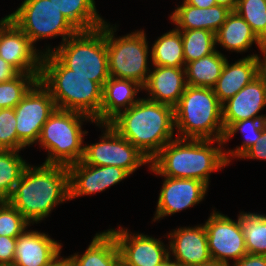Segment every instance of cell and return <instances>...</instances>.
Returning <instances> with one entry per match:
<instances>
[{
  "mask_svg": "<svg viewBox=\"0 0 266 266\" xmlns=\"http://www.w3.org/2000/svg\"><path fill=\"white\" fill-rule=\"evenodd\" d=\"M266 161V123L263 127L262 135L256 142L239 158Z\"/></svg>",
  "mask_w": 266,
  "mask_h": 266,
  "instance_id": "74e56055",
  "label": "cell"
},
{
  "mask_svg": "<svg viewBox=\"0 0 266 266\" xmlns=\"http://www.w3.org/2000/svg\"><path fill=\"white\" fill-rule=\"evenodd\" d=\"M108 230L118 244L121 266H158L169 257V245L161 238L135 234L121 226Z\"/></svg>",
  "mask_w": 266,
  "mask_h": 266,
  "instance_id": "5bb4252c",
  "label": "cell"
},
{
  "mask_svg": "<svg viewBox=\"0 0 266 266\" xmlns=\"http://www.w3.org/2000/svg\"><path fill=\"white\" fill-rule=\"evenodd\" d=\"M229 266H266V256L247 253Z\"/></svg>",
  "mask_w": 266,
  "mask_h": 266,
  "instance_id": "f35d334b",
  "label": "cell"
},
{
  "mask_svg": "<svg viewBox=\"0 0 266 266\" xmlns=\"http://www.w3.org/2000/svg\"><path fill=\"white\" fill-rule=\"evenodd\" d=\"M150 60L151 66L185 68L180 30L173 28L158 37L152 44Z\"/></svg>",
  "mask_w": 266,
  "mask_h": 266,
  "instance_id": "83f0119b",
  "label": "cell"
},
{
  "mask_svg": "<svg viewBox=\"0 0 266 266\" xmlns=\"http://www.w3.org/2000/svg\"><path fill=\"white\" fill-rule=\"evenodd\" d=\"M248 254L266 256V215L241 212L237 215Z\"/></svg>",
  "mask_w": 266,
  "mask_h": 266,
  "instance_id": "f546056e",
  "label": "cell"
},
{
  "mask_svg": "<svg viewBox=\"0 0 266 266\" xmlns=\"http://www.w3.org/2000/svg\"><path fill=\"white\" fill-rule=\"evenodd\" d=\"M9 17L35 46L46 38L62 37L60 44L78 32L50 0H24Z\"/></svg>",
  "mask_w": 266,
  "mask_h": 266,
  "instance_id": "9c48e42d",
  "label": "cell"
},
{
  "mask_svg": "<svg viewBox=\"0 0 266 266\" xmlns=\"http://www.w3.org/2000/svg\"><path fill=\"white\" fill-rule=\"evenodd\" d=\"M230 13V9L221 5L199 8L183 0L169 17L178 30L206 29L216 34Z\"/></svg>",
  "mask_w": 266,
  "mask_h": 266,
  "instance_id": "7402d4cb",
  "label": "cell"
},
{
  "mask_svg": "<svg viewBox=\"0 0 266 266\" xmlns=\"http://www.w3.org/2000/svg\"><path fill=\"white\" fill-rule=\"evenodd\" d=\"M164 178L153 221L192 208L205 199L208 186L197 179Z\"/></svg>",
  "mask_w": 266,
  "mask_h": 266,
  "instance_id": "9a60e30c",
  "label": "cell"
},
{
  "mask_svg": "<svg viewBox=\"0 0 266 266\" xmlns=\"http://www.w3.org/2000/svg\"><path fill=\"white\" fill-rule=\"evenodd\" d=\"M117 25L106 22V48L109 75L118 79L132 80L142 87L147 82L151 68L148 67L149 45L144 30H135L119 36L115 34ZM116 35V37H115Z\"/></svg>",
  "mask_w": 266,
  "mask_h": 266,
  "instance_id": "ba28073f",
  "label": "cell"
},
{
  "mask_svg": "<svg viewBox=\"0 0 266 266\" xmlns=\"http://www.w3.org/2000/svg\"><path fill=\"white\" fill-rule=\"evenodd\" d=\"M42 50L7 16L0 20V57L19 73L41 74Z\"/></svg>",
  "mask_w": 266,
  "mask_h": 266,
  "instance_id": "4fadbf2b",
  "label": "cell"
},
{
  "mask_svg": "<svg viewBox=\"0 0 266 266\" xmlns=\"http://www.w3.org/2000/svg\"><path fill=\"white\" fill-rule=\"evenodd\" d=\"M26 147L18 140L14 108H4L0 113V150L21 151Z\"/></svg>",
  "mask_w": 266,
  "mask_h": 266,
  "instance_id": "d590c367",
  "label": "cell"
},
{
  "mask_svg": "<svg viewBox=\"0 0 266 266\" xmlns=\"http://www.w3.org/2000/svg\"><path fill=\"white\" fill-rule=\"evenodd\" d=\"M109 124L149 160L176 135L174 108L147 98L120 112Z\"/></svg>",
  "mask_w": 266,
  "mask_h": 266,
  "instance_id": "3957f363",
  "label": "cell"
},
{
  "mask_svg": "<svg viewBox=\"0 0 266 266\" xmlns=\"http://www.w3.org/2000/svg\"><path fill=\"white\" fill-rule=\"evenodd\" d=\"M103 134L99 142L84 145L82 162L92 166H117L130 175L150 160L137 147L122 137L109 123L96 124ZM104 128V129H103Z\"/></svg>",
  "mask_w": 266,
  "mask_h": 266,
  "instance_id": "30bf717a",
  "label": "cell"
},
{
  "mask_svg": "<svg viewBox=\"0 0 266 266\" xmlns=\"http://www.w3.org/2000/svg\"><path fill=\"white\" fill-rule=\"evenodd\" d=\"M70 200L105 191L130 174L117 166H92L82 161L68 166Z\"/></svg>",
  "mask_w": 266,
  "mask_h": 266,
  "instance_id": "2e32d148",
  "label": "cell"
},
{
  "mask_svg": "<svg viewBox=\"0 0 266 266\" xmlns=\"http://www.w3.org/2000/svg\"><path fill=\"white\" fill-rule=\"evenodd\" d=\"M168 234L169 256L181 266H194L211 260L204 224L179 227Z\"/></svg>",
  "mask_w": 266,
  "mask_h": 266,
  "instance_id": "e0dca14e",
  "label": "cell"
},
{
  "mask_svg": "<svg viewBox=\"0 0 266 266\" xmlns=\"http://www.w3.org/2000/svg\"><path fill=\"white\" fill-rule=\"evenodd\" d=\"M263 55L261 58L258 54L255 56L256 60V77L262 82L266 90V48L260 50Z\"/></svg>",
  "mask_w": 266,
  "mask_h": 266,
  "instance_id": "ab89813d",
  "label": "cell"
},
{
  "mask_svg": "<svg viewBox=\"0 0 266 266\" xmlns=\"http://www.w3.org/2000/svg\"><path fill=\"white\" fill-rule=\"evenodd\" d=\"M194 266H229V265L211 259L210 261L206 263H202V264L194 265Z\"/></svg>",
  "mask_w": 266,
  "mask_h": 266,
  "instance_id": "bcb514c9",
  "label": "cell"
},
{
  "mask_svg": "<svg viewBox=\"0 0 266 266\" xmlns=\"http://www.w3.org/2000/svg\"><path fill=\"white\" fill-rule=\"evenodd\" d=\"M208 249L212 260L230 265L229 260L238 261L247 254L245 238L239 219L213 210L204 223Z\"/></svg>",
  "mask_w": 266,
  "mask_h": 266,
  "instance_id": "7c38bea8",
  "label": "cell"
},
{
  "mask_svg": "<svg viewBox=\"0 0 266 266\" xmlns=\"http://www.w3.org/2000/svg\"><path fill=\"white\" fill-rule=\"evenodd\" d=\"M78 253L67 257L69 266H121L118 244L108 229L96 233L85 252Z\"/></svg>",
  "mask_w": 266,
  "mask_h": 266,
  "instance_id": "cb8c5ba5",
  "label": "cell"
},
{
  "mask_svg": "<svg viewBox=\"0 0 266 266\" xmlns=\"http://www.w3.org/2000/svg\"><path fill=\"white\" fill-rule=\"evenodd\" d=\"M185 66L187 63L213 53L217 48L215 33L206 29L180 30Z\"/></svg>",
  "mask_w": 266,
  "mask_h": 266,
  "instance_id": "1f68e13d",
  "label": "cell"
},
{
  "mask_svg": "<svg viewBox=\"0 0 266 266\" xmlns=\"http://www.w3.org/2000/svg\"><path fill=\"white\" fill-rule=\"evenodd\" d=\"M216 5L224 6L231 11H234L237 5V0H215Z\"/></svg>",
  "mask_w": 266,
  "mask_h": 266,
  "instance_id": "7bdbcfd3",
  "label": "cell"
},
{
  "mask_svg": "<svg viewBox=\"0 0 266 266\" xmlns=\"http://www.w3.org/2000/svg\"><path fill=\"white\" fill-rule=\"evenodd\" d=\"M143 87L132 80L111 77L104 83L100 108V124L109 123L120 112L136 104Z\"/></svg>",
  "mask_w": 266,
  "mask_h": 266,
  "instance_id": "44dd1931",
  "label": "cell"
},
{
  "mask_svg": "<svg viewBox=\"0 0 266 266\" xmlns=\"http://www.w3.org/2000/svg\"><path fill=\"white\" fill-rule=\"evenodd\" d=\"M251 27L256 36L266 43V0H237L234 10Z\"/></svg>",
  "mask_w": 266,
  "mask_h": 266,
  "instance_id": "836d02e7",
  "label": "cell"
},
{
  "mask_svg": "<svg viewBox=\"0 0 266 266\" xmlns=\"http://www.w3.org/2000/svg\"><path fill=\"white\" fill-rule=\"evenodd\" d=\"M266 123V118H252L241 120L232 123L224 132L223 145H225L235 133L241 132L244 136V140L240 146H236L235 149L225 150V159L228 164H230L232 158H239L256 142L258 138L262 135L263 127Z\"/></svg>",
  "mask_w": 266,
  "mask_h": 266,
  "instance_id": "f1b7e54d",
  "label": "cell"
},
{
  "mask_svg": "<svg viewBox=\"0 0 266 266\" xmlns=\"http://www.w3.org/2000/svg\"><path fill=\"white\" fill-rule=\"evenodd\" d=\"M78 30L101 27L106 21L98 14L95 0H50Z\"/></svg>",
  "mask_w": 266,
  "mask_h": 266,
  "instance_id": "4316f807",
  "label": "cell"
},
{
  "mask_svg": "<svg viewBox=\"0 0 266 266\" xmlns=\"http://www.w3.org/2000/svg\"><path fill=\"white\" fill-rule=\"evenodd\" d=\"M158 266H181V265L178 262H176L173 258L171 259V257L169 256Z\"/></svg>",
  "mask_w": 266,
  "mask_h": 266,
  "instance_id": "f6af8a7d",
  "label": "cell"
},
{
  "mask_svg": "<svg viewBox=\"0 0 266 266\" xmlns=\"http://www.w3.org/2000/svg\"><path fill=\"white\" fill-rule=\"evenodd\" d=\"M184 1L191 6H196L199 8H209L216 5L215 0H184Z\"/></svg>",
  "mask_w": 266,
  "mask_h": 266,
  "instance_id": "b9f144b4",
  "label": "cell"
},
{
  "mask_svg": "<svg viewBox=\"0 0 266 266\" xmlns=\"http://www.w3.org/2000/svg\"><path fill=\"white\" fill-rule=\"evenodd\" d=\"M216 45L231 52L243 53L253 44L261 50L265 44L252 31L250 25L235 11L227 16L226 21L215 34Z\"/></svg>",
  "mask_w": 266,
  "mask_h": 266,
  "instance_id": "d4e9b609",
  "label": "cell"
},
{
  "mask_svg": "<svg viewBox=\"0 0 266 266\" xmlns=\"http://www.w3.org/2000/svg\"><path fill=\"white\" fill-rule=\"evenodd\" d=\"M19 72L0 57V83L15 78Z\"/></svg>",
  "mask_w": 266,
  "mask_h": 266,
  "instance_id": "60d3db41",
  "label": "cell"
},
{
  "mask_svg": "<svg viewBox=\"0 0 266 266\" xmlns=\"http://www.w3.org/2000/svg\"><path fill=\"white\" fill-rule=\"evenodd\" d=\"M32 166H26L7 201L33 225L49 217L57 205L70 201V188L67 166Z\"/></svg>",
  "mask_w": 266,
  "mask_h": 266,
  "instance_id": "6da1fadb",
  "label": "cell"
},
{
  "mask_svg": "<svg viewBox=\"0 0 266 266\" xmlns=\"http://www.w3.org/2000/svg\"><path fill=\"white\" fill-rule=\"evenodd\" d=\"M43 49L42 54L52 53L74 74L87 76L102 87L110 78L106 48V22L99 28L78 31L64 43Z\"/></svg>",
  "mask_w": 266,
  "mask_h": 266,
  "instance_id": "8992f818",
  "label": "cell"
},
{
  "mask_svg": "<svg viewBox=\"0 0 266 266\" xmlns=\"http://www.w3.org/2000/svg\"><path fill=\"white\" fill-rule=\"evenodd\" d=\"M95 121L76 111L55 109L42 126L38 144L48 155L44 164L69 166L82 160L84 155L83 122Z\"/></svg>",
  "mask_w": 266,
  "mask_h": 266,
  "instance_id": "52a82bcc",
  "label": "cell"
},
{
  "mask_svg": "<svg viewBox=\"0 0 266 266\" xmlns=\"http://www.w3.org/2000/svg\"><path fill=\"white\" fill-rule=\"evenodd\" d=\"M55 109L49 90L38 80L14 108L17 137L25 147L38 142L42 126Z\"/></svg>",
  "mask_w": 266,
  "mask_h": 266,
  "instance_id": "8fae6325",
  "label": "cell"
},
{
  "mask_svg": "<svg viewBox=\"0 0 266 266\" xmlns=\"http://www.w3.org/2000/svg\"><path fill=\"white\" fill-rule=\"evenodd\" d=\"M48 266H69L68 258L61 255Z\"/></svg>",
  "mask_w": 266,
  "mask_h": 266,
  "instance_id": "ee69618b",
  "label": "cell"
},
{
  "mask_svg": "<svg viewBox=\"0 0 266 266\" xmlns=\"http://www.w3.org/2000/svg\"><path fill=\"white\" fill-rule=\"evenodd\" d=\"M223 147L222 140L175 137L150 160L148 168L157 176L197 179L209 187L211 173L229 165Z\"/></svg>",
  "mask_w": 266,
  "mask_h": 266,
  "instance_id": "7a4b0ae2",
  "label": "cell"
},
{
  "mask_svg": "<svg viewBox=\"0 0 266 266\" xmlns=\"http://www.w3.org/2000/svg\"><path fill=\"white\" fill-rule=\"evenodd\" d=\"M266 106V90L255 77L235 96L222 104V121L226 130L232 123L252 118H266L258 114Z\"/></svg>",
  "mask_w": 266,
  "mask_h": 266,
  "instance_id": "d6986e66",
  "label": "cell"
},
{
  "mask_svg": "<svg viewBox=\"0 0 266 266\" xmlns=\"http://www.w3.org/2000/svg\"><path fill=\"white\" fill-rule=\"evenodd\" d=\"M41 74L19 73L15 78L0 83V107L15 108Z\"/></svg>",
  "mask_w": 266,
  "mask_h": 266,
  "instance_id": "d6a6232c",
  "label": "cell"
},
{
  "mask_svg": "<svg viewBox=\"0 0 266 266\" xmlns=\"http://www.w3.org/2000/svg\"><path fill=\"white\" fill-rule=\"evenodd\" d=\"M176 137L180 139L222 140V104L213 88L187 85L174 107Z\"/></svg>",
  "mask_w": 266,
  "mask_h": 266,
  "instance_id": "5b68a950",
  "label": "cell"
},
{
  "mask_svg": "<svg viewBox=\"0 0 266 266\" xmlns=\"http://www.w3.org/2000/svg\"><path fill=\"white\" fill-rule=\"evenodd\" d=\"M16 150H0V201L7 200L29 164Z\"/></svg>",
  "mask_w": 266,
  "mask_h": 266,
  "instance_id": "4dcf8cb0",
  "label": "cell"
},
{
  "mask_svg": "<svg viewBox=\"0 0 266 266\" xmlns=\"http://www.w3.org/2000/svg\"><path fill=\"white\" fill-rule=\"evenodd\" d=\"M17 238L0 236V264L13 266Z\"/></svg>",
  "mask_w": 266,
  "mask_h": 266,
  "instance_id": "8d00e7d4",
  "label": "cell"
},
{
  "mask_svg": "<svg viewBox=\"0 0 266 266\" xmlns=\"http://www.w3.org/2000/svg\"><path fill=\"white\" fill-rule=\"evenodd\" d=\"M62 243L27 229L17 237L13 266H48L61 255Z\"/></svg>",
  "mask_w": 266,
  "mask_h": 266,
  "instance_id": "ac0fdd59",
  "label": "cell"
},
{
  "mask_svg": "<svg viewBox=\"0 0 266 266\" xmlns=\"http://www.w3.org/2000/svg\"><path fill=\"white\" fill-rule=\"evenodd\" d=\"M227 57L219 50L186 64V82L189 86L213 88L221 75Z\"/></svg>",
  "mask_w": 266,
  "mask_h": 266,
  "instance_id": "484cf974",
  "label": "cell"
},
{
  "mask_svg": "<svg viewBox=\"0 0 266 266\" xmlns=\"http://www.w3.org/2000/svg\"><path fill=\"white\" fill-rule=\"evenodd\" d=\"M39 81L49 90L57 109L80 112L100 124L103 87L99 83L74 74L52 53L42 56Z\"/></svg>",
  "mask_w": 266,
  "mask_h": 266,
  "instance_id": "277c9868",
  "label": "cell"
},
{
  "mask_svg": "<svg viewBox=\"0 0 266 266\" xmlns=\"http://www.w3.org/2000/svg\"><path fill=\"white\" fill-rule=\"evenodd\" d=\"M31 223L7 200L0 201V236L17 238Z\"/></svg>",
  "mask_w": 266,
  "mask_h": 266,
  "instance_id": "e575fe53",
  "label": "cell"
},
{
  "mask_svg": "<svg viewBox=\"0 0 266 266\" xmlns=\"http://www.w3.org/2000/svg\"><path fill=\"white\" fill-rule=\"evenodd\" d=\"M153 67L143 87L148 92L146 98L174 108L187 87L185 68Z\"/></svg>",
  "mask_w": 266,
  "mask_h": 266,
  "instance_id": "ffe728a7",
  "label": "cell"
},
{
  "mask_svg": "<svg viewBox=\"0 0 266 266\" xmlns=\"http://www.w3.org/2000/svg\"><path fill=\"white\" fill-rule=\"evenodd\" d=\"M256 55L249 54L231 64L226 60L221 75L213 87L221 104L235 96L256 77Z\"/></svg>",
  "mask_w": 266,
  "mask_h": 266,
  "instance_id": "603a6c76",
  "label": "cell"
}]
</instances>
